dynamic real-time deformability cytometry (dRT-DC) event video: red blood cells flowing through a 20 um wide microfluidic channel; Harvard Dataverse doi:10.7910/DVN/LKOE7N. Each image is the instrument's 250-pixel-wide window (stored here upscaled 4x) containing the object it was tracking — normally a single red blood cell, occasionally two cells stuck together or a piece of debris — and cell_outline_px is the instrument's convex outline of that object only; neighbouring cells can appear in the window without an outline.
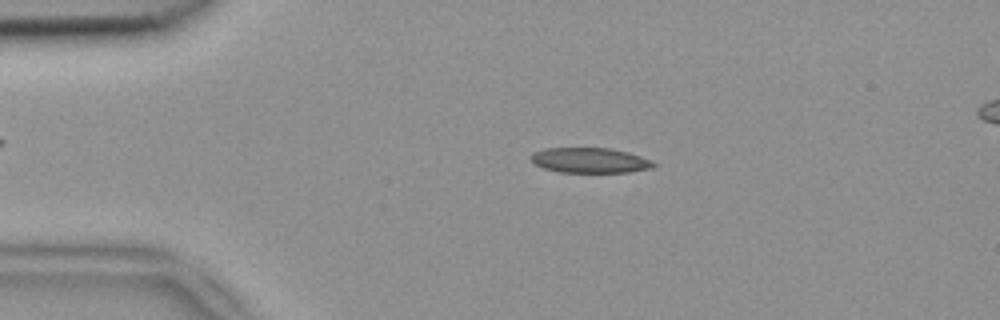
{"species": "common noctule bat (a hibernating species)", "species_latin": "Nyctalus noctula", "temperature_condition": "room temperature", "stored_images_in_passage": 4, "segment_of_instrument_passage": [1, 2], "camera_frame_rate_fps": 3000, "um_per_image_px": 0.085, "animal": {"sex": "female", "body_mass_g": 18.4}, "frame": {"image": 1, "passage_image": 2, "time_ms": 0.333, "image_size_px": [1000, 320], "cell_outline_px": [[656, 164], [652, 168], [628, 172], [560, 172], [544, 168], [536, 164], [532, 160], [532, 152], [544, 148], [608, 148], [628, 152], [652, 160]], "centroid_in_image_um": [50.16, 13.62], "position_along_channel_um": 34.8, "area_um2": 17.86}}